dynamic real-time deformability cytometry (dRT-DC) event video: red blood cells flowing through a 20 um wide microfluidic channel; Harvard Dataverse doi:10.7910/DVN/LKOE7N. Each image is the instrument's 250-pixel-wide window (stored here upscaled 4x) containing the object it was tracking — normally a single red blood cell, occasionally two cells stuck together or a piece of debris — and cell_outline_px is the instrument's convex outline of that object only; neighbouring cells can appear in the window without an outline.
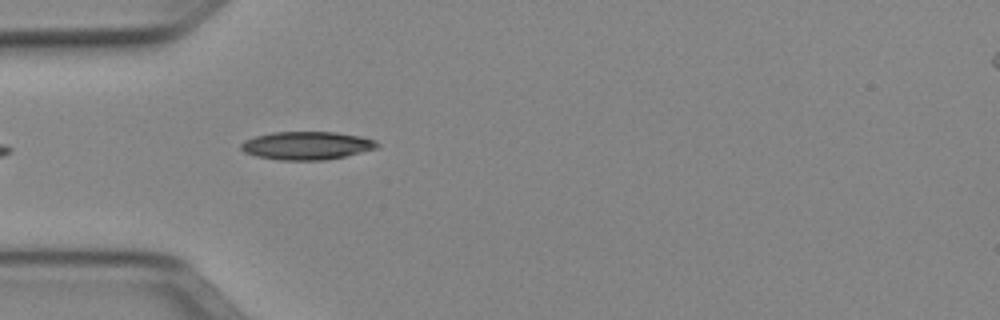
{"species": "Egyptian fruit bat (a non-hibernating species)", "species_latin": "Rousettus aegyptiacus", "temperature_condition": "cold", "stored_images_in_passage": 10, "camera_frame_rate_fps": 3000, "um_per_image_px": 0.085, "animal": {"sex": "female"}, "frame": {"image": 1, "passage_image": 4, "time_ms": 1.0, "image_size_px": [1000, 320], "cell_outline_px": [[380, 144], [376, 148], [344, 156], [324, 160], [280, 160], [256, 156], [244, 152], [240, 148], [240, 144], [244, 140], [256, 136], [272, 132], [336, 132], [360, 136], [376, 140]], "centroid_in_image_um": [26.05, 12.37], "position_along_channel_um": 58.9, "area_um2": 22.25}}
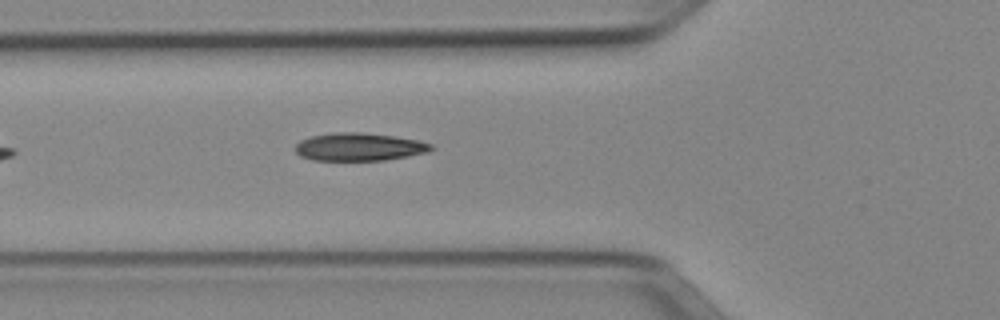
{"frame": {"image": 2, "passage_image": 7, "time_ms": 2.0, "image_size_px": [1000, 320], "cell_outline_px": [[436, 148], [428, 152], [408, 156], [384, 160], [312, 160], [300, 156], [296, 152], [296, 144], [300, 140], [312, 136], [336, 132], [360, 132], [392, 136], [416, 140], [432, 144]], "centroid_in_image_um": [30.53, 12.49], "position_along_channel_um": 95.3, "area_um2": 21.96}}